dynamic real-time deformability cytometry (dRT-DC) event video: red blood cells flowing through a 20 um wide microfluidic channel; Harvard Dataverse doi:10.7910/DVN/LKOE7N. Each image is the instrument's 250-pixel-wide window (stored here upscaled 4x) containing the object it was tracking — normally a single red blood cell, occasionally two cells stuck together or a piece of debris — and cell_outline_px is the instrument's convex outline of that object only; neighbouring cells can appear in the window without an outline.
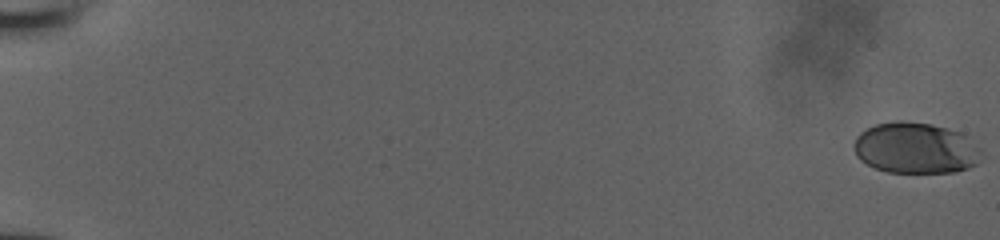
{"species": "human", "species_latin": "Homo sapiens", "temperature_condition": "room temperature", "stored_images_in_passage": 20, "camera_frame_rate_fps": 3000, "um_per_image_px": 0.085, "donor": {"sex": "male"}, "frame": {"image": 1, "passage_image": 1, "time_ms": 0.0, "image_size_px": [1000, 240], "cell_outline_px": [[976, 164], [968, 168], [956, 172], [888, 172], [876, 168], [860, 160], [856, 156], [852, 144], [856, 136], [860, 132], [876, 124], [896, 120], [900, 120], [928, 124], [960, 132], [964, 136]], "centroid_in_image_um": [77.6, 12.58], "position_along_channel_um": 7.4, "area_um2": 36.47}}
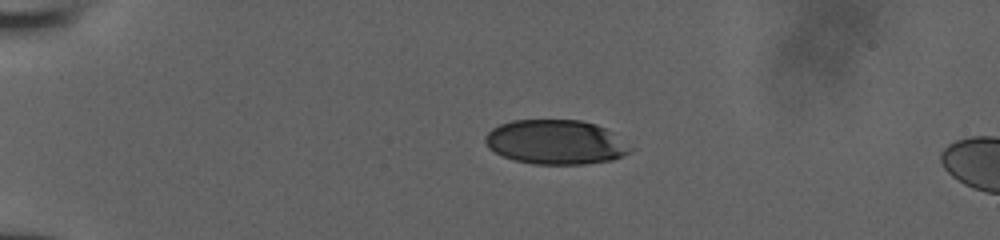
{"frame": {"image": 2, "passage_image": 15, "time_ms": 4.667, "image_size_px": [1000, 240], "cell_outline_px": [[636, 148], [612, 160], [584, 164], [536, 164], [516, 160], [504, 156], [488, 148], [484, 140], [484, 136], [492, 128], [500, 124], [512, 120], [580, 120], [596, 124], [604, 128]], "centroid_in_image_um": [47.23, 12.07], "position_along_channel_um": 37.8, "area_um2": 37.45}}